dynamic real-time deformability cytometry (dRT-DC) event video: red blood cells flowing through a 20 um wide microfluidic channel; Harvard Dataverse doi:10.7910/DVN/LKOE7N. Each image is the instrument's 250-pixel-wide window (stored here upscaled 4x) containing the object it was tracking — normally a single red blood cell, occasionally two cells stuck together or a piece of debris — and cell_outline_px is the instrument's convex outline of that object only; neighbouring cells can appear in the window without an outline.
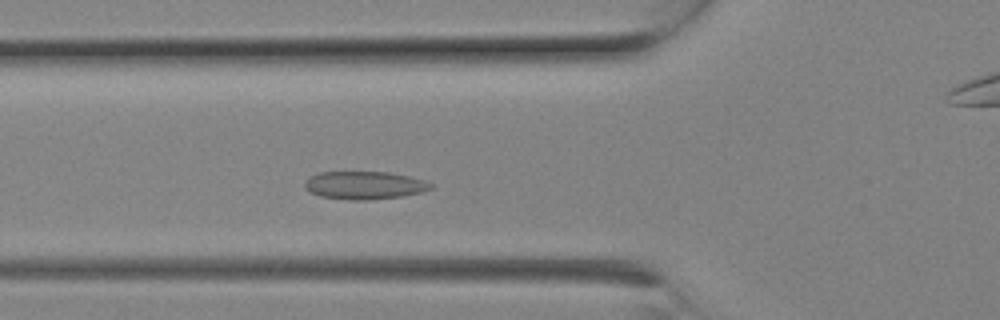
{"species": "Egyptian fruit bat (a non-hibernating species)", "species_latin": "Rousettus aegyptiacus", "temperature_condition": "room temperature", "stored_images_in_passage": 6, "camera_frame_rate_fps": 3000, "um_per_image_px": 0.085, "animal": {"sex": "female"}, "frame": {"image": 1, "passage_image": 5, "time_ms": 1.333, "image_size_px": [1000, 320], "cell_outline_px": [[432, 188], [420, 192], [404, 196], [368, 200], [348, 200], [320, 196], [304, 188], [304, 184], [308, 176], [320, 172], [388, 172], [412, 176], [424, 180], [432, 184]], "centroid_in_image_um": [30.97, 15.74], "position_along_channel_um": 94.8, "area_um2": 20.63}}